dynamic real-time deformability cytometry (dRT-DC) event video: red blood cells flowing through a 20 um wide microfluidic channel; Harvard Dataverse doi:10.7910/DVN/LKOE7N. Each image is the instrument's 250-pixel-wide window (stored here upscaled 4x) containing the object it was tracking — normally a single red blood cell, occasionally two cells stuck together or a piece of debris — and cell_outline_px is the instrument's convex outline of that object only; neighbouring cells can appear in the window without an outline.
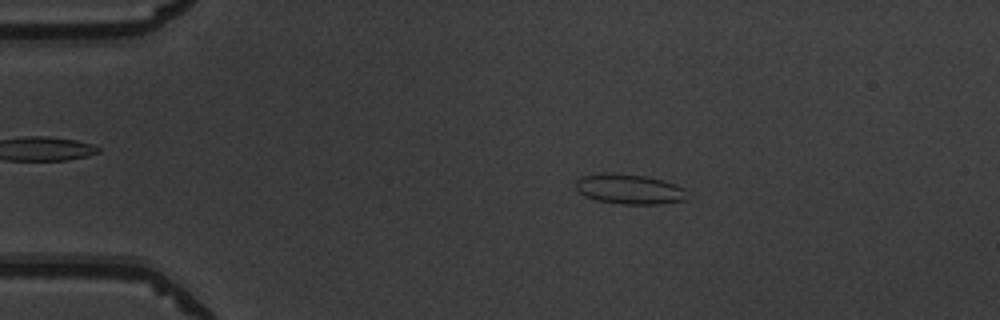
{"species": "common noctule bat (a hibernating species)", "species_latin": "Nyctalus noctula", "temperature_condition": "warm", "stored_images_in_passage": 51, "camera_frame_rate_fps": 3000, "um_per_image_px": 0.085, "animal": {"sex": "male", "body_mass_g": 19.5, "forearm_length_mm": 54.6}, "frame": {"image": 1, "passage_image": 10, "time_ms": 3.0, "image_size_px": [1000, 320], "cell_outline_px": [[688, 200], [660, 204], [620, 204], [596, 200], [584, 196], [576, 188], [576, 180], [580, 176], [604, 172], [612, 172], [644, 176], [664, 180], [676, 184], [684, 188]], "centroid_in_image_um": [53.49, 16.07], "position_along_channel_um": 31.5, "area_um2": 19.77}}
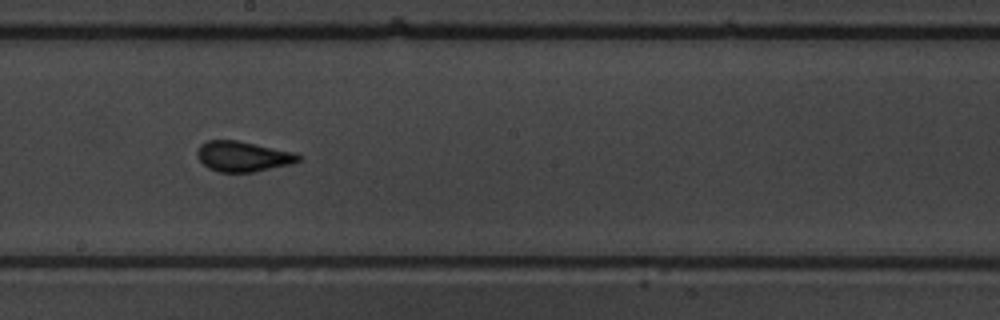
{"frame": {"image": 2, "passage_image": 29, "time_ms": 9.333, "image_size_px": [1000, 320], "cell_outline_px": [[300, 160], [288, 164], [252, 172], [220, 172], [208, 168], [196, 156], [196, 152], [200, 144], [208, 140], [236, 140], [292, 152], [300, 156]], "centroid_in_image_um": [20.57, 13.29], "position_along_channel_um": 227.6, "area_um2": 17.51}}
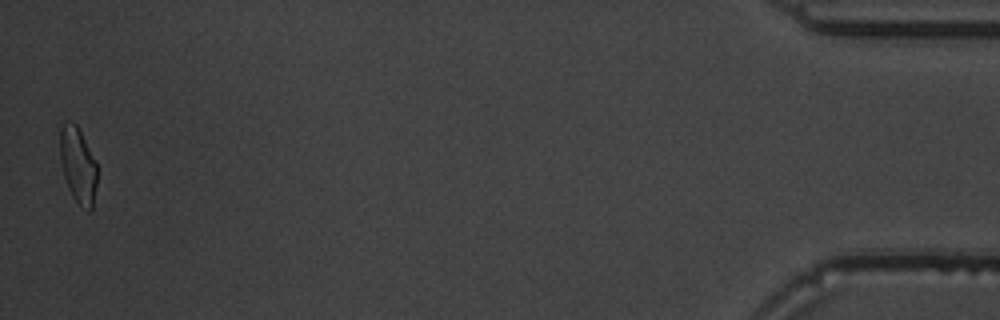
{"frame": {"image": 3, "passage_image": 51, "time_ms": 16.667, "image_size_px": [1000, 320], "cell_outline_px": [[96, 184], [92, 212], [88, 212], [80, 208], [72, 196], [68, 188], [64, 176], [60, 160], [60, 128], [68, 120], [72, 120], [76, 124], [96, 164]], "centroid_in_image_um": [6.61, 14.11], "position_along_channel_um": 428.6, "area_um2": 16.36}, "authors_computed_cell_mechanics": {"area_um2": 17.5712, "velocity_mm_per_s": 3.9603, "shape_relaxation_time_tau1_ms": 4.7179, "shape_relaxation_time_tau2_ms": 0.6164, "deformation_change_tau1": 0.1636, "deformation_change_tau2": 0.0607}}